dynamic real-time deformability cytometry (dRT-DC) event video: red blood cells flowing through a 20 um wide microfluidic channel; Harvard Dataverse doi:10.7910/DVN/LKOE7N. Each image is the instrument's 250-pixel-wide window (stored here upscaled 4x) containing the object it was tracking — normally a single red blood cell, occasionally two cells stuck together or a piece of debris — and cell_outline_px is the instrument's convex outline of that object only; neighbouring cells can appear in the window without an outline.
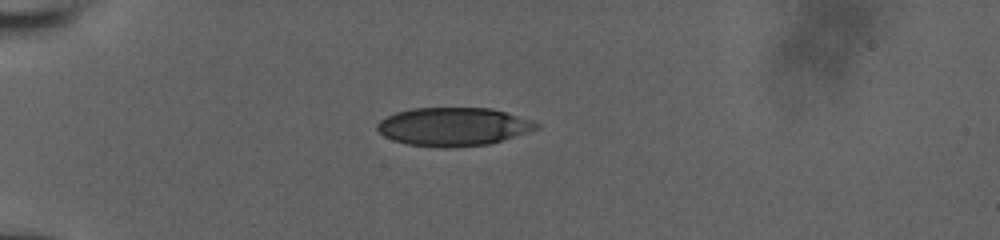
{"species": "human", "species_latin": "Homo sapiens", "temperature_condition": "room temperature", "stored_images_in_passage": 32, "camera_frame_rate_fps": 3000, "um_per_image_px": 0.085, "donor": {"sex": "male"}, "frame": {"image": 1, "passage_image": 1, "time_ms": 0.0, "image_size_px": [1000, 240], "cell_outline_px": [[540, 128], [528, 132], [488, 144], [448, 148], [408, 144], [392, 140], [384, 136], [376, 128], [376, 124], [384, 116], [396, 112], [412, 108], [492, 108], [532, 120], [540, 124]], "centroid_in_image_um": [38.51, 10.76], "position_along_channel_um": 46.5, "area_um2": 35.6}}
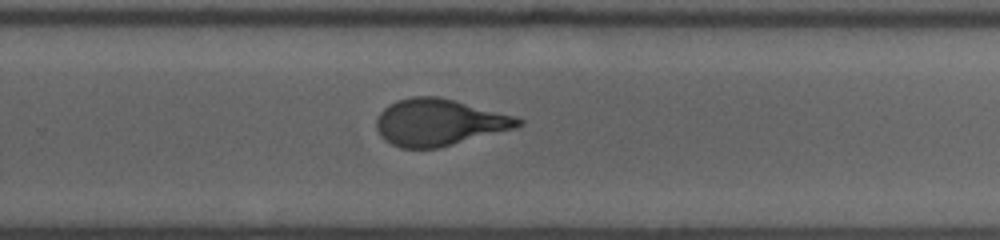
{"frame": {"image": 2, "passage_image": 18, "time_ms": 7.333, "image_size_px": [1000, 240], "cell_outline_px": [[524, 124], [516, 128], [440, 148], [400, 148], [384, 140], [380, 136], [376, 128], [376, 120], [380, 112], [388, 104], [396, 100], [412, 96], [436, 96], [516, 116], [524, 120]], "centroid_in_image_um": [37.31, 10.41], "position_along_channel_um": 292.5, "area_um2": 38.73}}
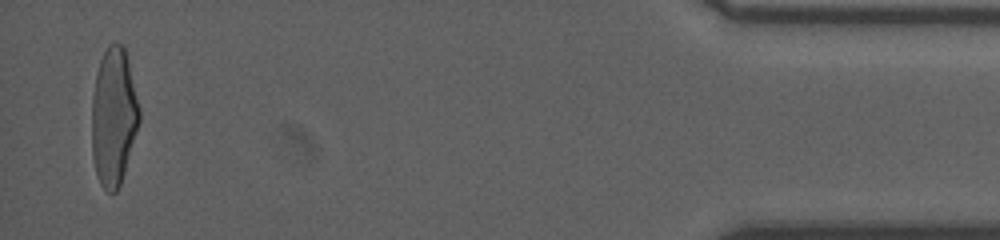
{"frame": {"image": 3, "passage_image": 32, "time_ms": 12.667, "image_size_px": [1000, 240], "cell_outline_px": [[140, 120], [124, 172], [120, 184], [116, 192], [108, 192], [100, 184], [96, 172], [92, 156], [92, 96], [96, 72], [100, 60], [104, 52], [112, 44], [120, 44], [124, 48], [128, 60], [140, 108]], "centroid_in_image_um": [9.65, 9.94], "position_along_channel_um": 425.5, "area_um2": 37.86}, "authors_computed_cell_mechanics": {"area_um2": 38.726, "velocity_mm_per_s": 3.8729, "shape_relaxation_time_tau1_ms": 8.331, "shape_relaxation_time_tau2_ms": 0.6663, "deformation_change_tau1": 0.2743, "deformation_change_tau2": 0.0758}}